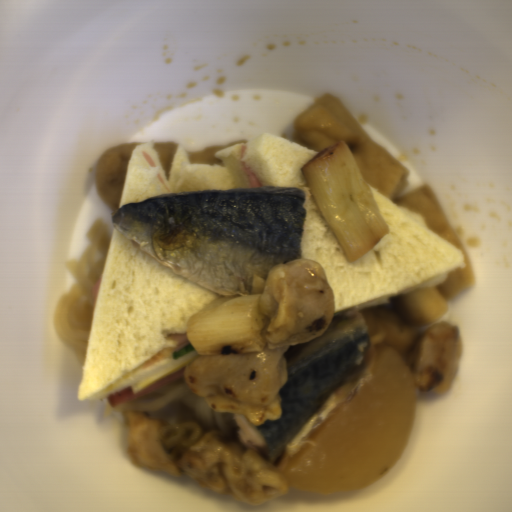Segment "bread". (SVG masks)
<instances>
[{"instance_id": "bread-1", "label": "bread", "mask_w": 512, "mask_h": 512, "mask_svg": "<svg viewBox=\"0 0 512 512\" xmlns=\"http://www.w3.org/2000/svg\"><path fill=\"white\" fill-rule=\"evenodd\" d=\"M155 142L138 144L128 160L119 208L157 195L196 190L252 188L243 162L263 187H291L304 193L306 211L299 242L301 260L319 262L332 288L334 317L386 305L391 298L420 288L442 284L456 269H464L460 249L431 231L423 216L401 208L368 186L384 217L389 233L363 256L349 262L332 229L323 218L301 168L319 152L280 135L262 133L249 142L215 152L221 164H191L178 144L168 180ZM247 150L241 159L240 146ZM145 151L152 167L142 156Z\"/></svg>"}, {"instance_id": "bread-2", "label": "bread", "mask_w": 512, "mask_h": 512, "mask_svg": "<svg viewBox=\"0 0 512 512\" xmlns=\"http://www.w3.org/2000/svg\"><path fill=\"white\" fill-rule=\"evenodd\" d=\"M223 295L166 267L115 226L95 299L80 401H96L177 364L169 356L191 315Z\"/></svg>"}]
</instances>
